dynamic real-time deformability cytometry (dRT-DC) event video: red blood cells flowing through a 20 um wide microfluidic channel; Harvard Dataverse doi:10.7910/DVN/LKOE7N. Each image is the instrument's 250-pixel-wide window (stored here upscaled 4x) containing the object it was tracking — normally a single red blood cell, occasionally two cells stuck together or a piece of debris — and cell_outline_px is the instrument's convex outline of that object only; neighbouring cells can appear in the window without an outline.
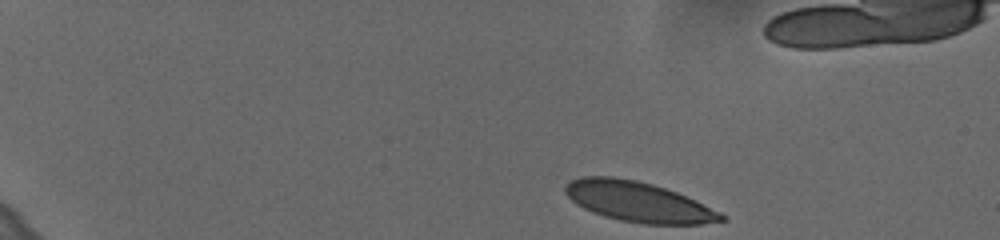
{"species": "human", "species_latin": "Homo sapiens", "temperature_condition": "cold", "stored_images_in_passage": 50, "camera_frame_rate_fps": 3000, "um_per_image_px": 0.085, "donor": {"sex": "female"}, "frame": {"image": 1, "passage_image": 1, "time_ms": 0.0, "image_size_px": [1000, 240], "cell_outline_px": [[728, 220], [700, 224], [644, 224], [620, 220], [604, 216], [592, 212], [576, 204], [564, 192], [564, 184], [580, 176], [612, 176], [636, 180], [652, 184], [676, 192], [720, 212]], "centroid_in_image_um": [54.21, 17.15], "position_along_channel_um": 30.8, "area_um2": 36.3}}
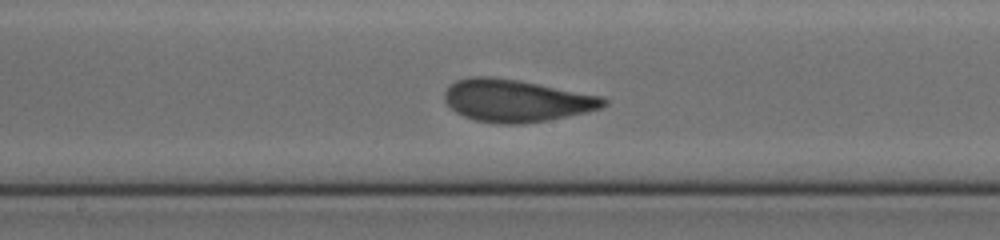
{"frame": {"image": 2, "passage_image": 25, "time_ms": 8.0, "image_size_px": [1000, 240], "cell_outline_px": [[608, 104], [600, 108], [584, 112], [544, 120], [520, 124], [500, 124], [476, 120], [464, 116], [456, 112], [444, 100], [444, 92], [448, 84], [456, 80], [468, 76], [492, 76], [516, 80], [604, 96], [608, 100]], "centroid_in_image_um": [43.84, 8.53], "position_along_channel_um": 204.4, "area_um2": 39.07}}
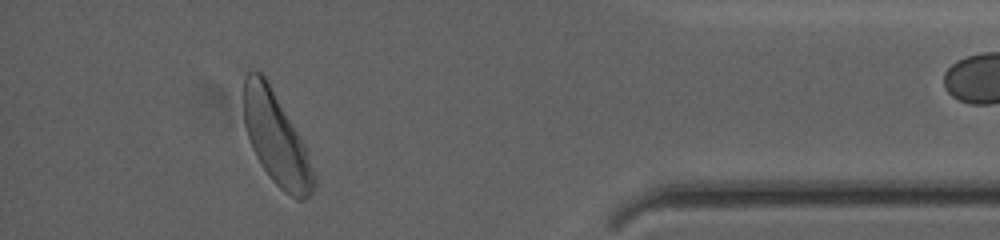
{"frame": {"image": 3, "passage_image": 45, "time_ms": 14.667, "image_size_px": [1000, 240], "cell_outline_px": [[316, 184], [312, 192], [308, 196], [300, 200], [296, 200], [284, 192], [272, 180], [256, 156], [252, 148], [244, 124], [244, 80], [248, 72], [252, 68], [260, 72], [264, 76], [304, 144], [316, 176]], "centroid_in_image_um": [23.47, 11.82], "position_along_channel_um": 411.7, "area_um2": 36.99}, "authors_computed_cell_mechanics": {"area_um2": 38.0324, "velocity_mm_per_s": 3.5888, "shape_relaxation_time_tau1_ms": 3.7398, "shape_relaxation_time_tau2_ms": 0.6991, "deformation_change_tau1": 0.1236, "deformation_change_tau2": 0.0627}}